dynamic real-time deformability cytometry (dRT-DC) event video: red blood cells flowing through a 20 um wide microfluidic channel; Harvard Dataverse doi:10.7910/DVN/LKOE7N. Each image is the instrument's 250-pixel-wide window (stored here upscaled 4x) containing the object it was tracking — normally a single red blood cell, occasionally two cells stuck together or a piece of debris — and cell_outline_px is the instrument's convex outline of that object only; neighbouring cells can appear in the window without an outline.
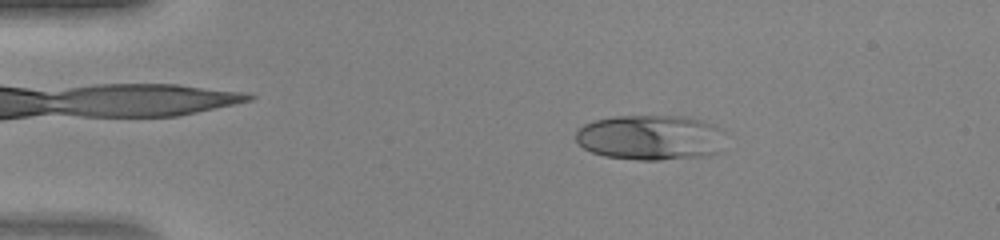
{"species": "human", "species_latin": "Homo sapiens", "temperature_condition": "warm", "stored_images_in_passage": 41, "camera_frame_rate_fps": 3000, "um_per_image_px": 0.085, "donor": {"sex": "female"}, "frame": {"image": 1, "passage_image": 3, "time_ms": 0.667, "image_size_px": [1000, 240], "cell_outline_px": [[724, 152], [708, 156], [660, 160], [636, 160], [604, 156], [592, 152], [584, 148], [576, 140], [576, 132], [584, 124], [596, 120], [612, 116], [684, 116], [700, 120], [712, 124], [720, 128], [724, 132]], "centroid_in_image_um": [55.36, 11.7], "position_along_channel_um": 29.6, "area_um2": 40.0}}
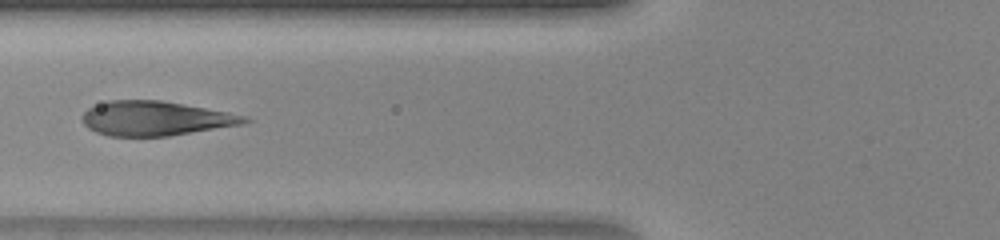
{"frame": {"image": 2, "passage_image": 13, "time_ms": 4.0, "image_size_px": [1000, 240], "cell_outline_px": [[252, 120], [240, 124], [168, 136], [108, 136], [96, 132], [88, 128], [84, 124], [80, 116], [88, 108], [108, 100], [160, 100], [228, 112], [248, 116]], "centroid_in_image_um": [13.16, 10.06], "position_along_channel_um": 112.6, "area_um2": 32.37}}
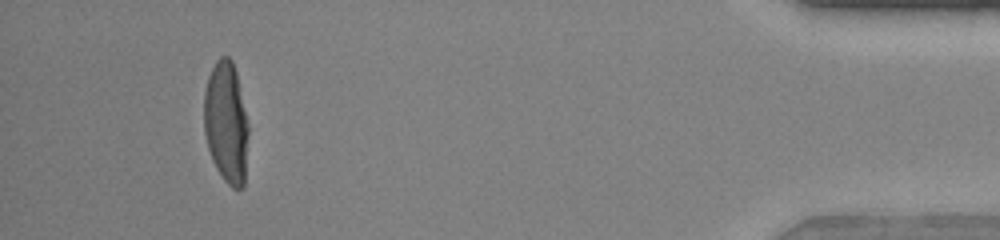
{"frame": {"image": 3, "passage_image": 38, "time_ms": 12.333, "image_size_px": [1000, 240], "cell_outline_px": [[248, 132], [244, 188], [232, 188], [224, 180], [216, 168], [212, 160], [208, 148], [204, 132], [204, 92], [208, 76], [216, 60], [220, 56], [228, 56], [232, 60], [236, 72], [248, 124]], "centroid_in_image_um": [19.22, 10.42], "position_along_channel_um": 416.0, "area_um2": 31.5}}